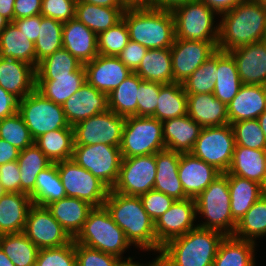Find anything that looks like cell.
Here are the masks:
<instances>
[{
    "instance_id": "obj_1",
    "label": "cell",
    "mask_w": 266,
    "mask_h": 266,
    "mask_svg": "<svg viewBox=\"0 0 266 266\" xmlns=\"http://www.w3.org/2000/svg\"><path fill=\"white\" fill-rule=\"evenodd\" d=\"M126 239L140 250L160 253L154 221L145 211L139 196H128L110 189L103 205Z\"/></svg>"
},
{
    "instance_id": "obj_2",
    "label": "cell",
    "mask_w": 266,
    "mask_h": 266,
    "mask_svg": "<svg viewBox=\"0 0 266 266\" xmlns=\"http://www.w3.org/2000/svg\"><path fill=\"white\" fill-rule=\"evenodd\" d=\"M221 16L217 50L229 52L265 39L266 7L260 2L244 0Z\"/></svg>"
},
{
    "instance_id": "obj_3",
    "label": "cell",
    "mask_w": 266,
    "mask_h": 266,
    "mask_svg": "<svg viewBox=\"0 0 266 266\" xmlns=\"http://www.w3.org/2000/svg\"><path fill=\"white\" fill-rule=\"evenodd\" d=\"M225 235L217 230L196 227L166 242L160 251L163 266H213Z\"/></svg>"
},
{
    "instance_id": "obj_4",
    "label": "cell",
    "mask_w": 266,
    "mask_h": 266,
    "mask_svg": "<svg viewBox=\"0 0 266 266\" xmlns=\"http://www.w3.org/2000/svg\"><path fill=\"white\" fill-rule=\"evenodd\" d=\"M125 21L130 40L147 49L170 48L175 40V22L172 11L151 6L127 7Z\"/></svg>"
},
{
    "instance_id": "obj_5",
    "label": "cell",
    "mask_w": 266,
    "mask_h": 266,
    "mask_svg": "<svg viewBox=\"0 0 266 266\" xmlns=\"http://www.w3.org/2000/svg\"><path fill=\"white\" fill-rule=\"evenodd\" d=\"M73 240L118 258H122V254L131 246L124 231L116 225L104 206L93 208Z\"/></svg>"
},
{
    "instance_id": "obj_6",
    "label": "cell",
    "mask_w": 266,
    "mask_h": 266,
    "mask_svg": "<svg viewBox=\"0 0 266 266\" xmlns=\"http://www.w3.org/2000/svg\"><path fill=\"white\" fill-rule=\"evenodd\" d=\"M196 213L205 217V222L198 227L222 232L232 236L237 222L230 210V193L228 174L221 173L217 178L195 198Z\"/></svg>"
},
{
    "instance_id": "obj_7",
    "label": "cell",
    "mask_w": 266,
    "mask_h": 266,
    "mask_svg": "<svg viewBox=\"0 0 266 266\" xmlns=\"http://www.w3.org/2000/svg\"><path fill=\"white\" fill-rule=\"evenodd\" d=\"M175 37L184 40L211 42L216 48L219 24L214 26L216 12L200 0H192L172 10Z\"/></svg>"
},
{
    "instance_id": "obj_8",
    "label": "cell",
    "mask_w": 266,
    "mask_h": 266,
    "mask_svg": "<svg viewBox=\"0 0 266 266\" xmlns=\"http://www.w3.org/2000/svg\"><path fill=\"white\" fill-rule=\"evenodd\" d=\"M119 148L122 158L156 154L166 149L162 122L154 117H126Z\"/></svg>"
},
{
    "instance_id": "obj_9",
    "label": "cell",
    "mask_w": 266,
    "mask_h": 266,
    "mask_svg": "<svg viewBox=\"0 0 266 266\" xmlns=\"http://www.w3.org/2000/svg\"><path fill=\"white\" fill-rule=\"evenodd\" d=\"M18 112L34 140L56 129L73 128L66 119L62 105L45 98L36 89L19 100Z\"/></svg>"
},
{
    "instance_id": "obj_10",
    "label": "cell",
    "mask_w": 266,
    "mask_h": 266,
    "mask_svg": "<svg viewBox=\"0 0 266 266\" xmlns=\"http://www.w3.org/2000/svg\"><path fill=\"white\" fill-rule=\"evenodd\" d=\"M235 148L231 124L203 127L192 151L193 156L226 173L231 165Z\"/></svg>"
},
{
    "instance_id": "obj_11",
    "label": "cell",
    "mask_w": 266,
    "mask_h": 266,
    "mask_svg": "<svg viewBox=\"0 0 266 266\" xmlns=\"http://www.w3.org/2000/svg\"><path fill=\"white\" fill-rule=\"evenodd\" d=\"M56 165L67 197L79 198L94 207L104 205L110 191L105 183L73 159L57 162Z\"/></svg>"
},
{
    "instance_id": "obj_12",
    "label": "cell",
    "mask_w": 266,
    "mask_h": 266,
    "mask_svg": "<svg viewBox=\"0 0 266 266\" xmlns=\"http://www.w3.org/2000/svg\"><path fill=\"white\" fill-rule=\"evenodd\" d=\"M71 159L90 171L93 176L99 178L110 189L115 185L122 160L119 147L100 143L74 146Z\"/></svg>"
},
{
    "instance_id": "obj_13",
    "label": "cell",
    "mask_w": 266,
    "mask_h": 266,
    "mask_svg": "<svg viewBox=\"0 0 266 266\" xmlns=\"http://www.w3.org/2000/svg\"><path fill=\"white\" fill-rule=\"evenodd\" d=\"M125 117L109 109L73 126L74 146L106 144L120 147Z\"/></svg>"
},
{
    "instance_id": "obj_14",
    "label": "cell",
    "mask_w": 266,
    "mask_h": 266,
    "mask_svg": "<svg viewBox=\"0 0 266 266\" xmlns=\"http://www.w3.org/2000/svg\"><path fill=\"white\" fill-rule=\"evenodd\" d=\"M155 154L122 158L118 179L111 189L128 196H140L154 188Z\"/></svg>"
},
{
    "instance_id": "obj_15",
    "label": "cell",
    "mask_w": 266,
    "mask_h": 266,
    "mask_svg": "<svg viewBox=\"0 0 266 266\" xmlns=\"http://www.w3.org/2000/svg\"><path fill=\"white\" fill-rule=\"evenodd\" d=\"M23 233L39 249L61 247L73 240L47 207L35 204L29 208Z\"/></svg>"
},
{
    "instance_id": "obj_16",
    "label": "cell",
    "mask_w": 266,
    "mask_h": 266,
    "mask_svg": "<svg viewBox=\"0 0 266 266\" xmlns=\"http://www.w3.org/2000/svg\"><path fill=\"white\" fill-rule=\"evenodd\" d=\"M171 49L174 82H184L217 48L211 42L184 40L175 37Z\"/></svg>"
},
{
    "instance_id": "obj_17",
    "label": "cell",
    "mask_w": 266,
    "mask_h": 266,
    "mask_svg": "<svg viewBox=\"0 0 266 266\" xmlns=\"http://www.w3.org/2000/svg\"><path fill=\"white\" fill-rule=\"evenodd\" d=\"M194 198L175 200L171 207L154 222L157 242L163 246L169 240L197 227Z\"/></svg>"
},
{
    "instance_id": "obj_18",
    "label": "cell",
    "mask_w": 266,
    "mask_h": 266,
    "mask_svg": "<svg viewBox=\"0 0 266 266\" xmlns=\"http://www.w3.org/2000/svg\"><path fill=\"white\" fill-rule=\"evenodd\" d=\"M84 68L86 81L107 95L132 73L117 56L97 55Z\"/></svg>"
},
{
    "instance_id": "obj_19",
    "label": "cell",
    "mask_w": 266,
    "mask_h": 266,
    "mask_svg": "<svg viewBox=\"0 0 266 266\" xmlns=\"http://www.w3.org/2000/svg\"><path fill=\"white\" fill-rule=\"evenodd\" d=\"M242 84L266 85V42L259 41L232 49Z\"/></svg>"
},
{
    "instance_id": "obj_20",
    "label": "cell",
    "mask_w": 266,
    "mask_h": 266,
    "mask_svg": "<svg viewBox=\"0 0 266 266\" xmlns=\"http://www.w3.org/2000/svg\"><path fill=\"white\" fill-rule=\"evenodd\" d=\"M70 126L108 110L107 94L95 89L87 81L62 105Z\"/></svg>"
},
{
    "instance_id": "obj_21",
    "label": "cell",
    "mask_w": 266,
    "mask_h": 266,
    "mask_svg": "<svg viewBox=\"0 0 266 266\" xmlns=\"http://www.w3.org/2000/svg\"><path fill=\"white\" fill-rule=\"evenodd\" d=\"M221 174L214 166L193 156L191 153H181L178 176L185 194L196 198Z\"/></svg>"
},
{
    "instance_id": "obj_22",
    "label": "cell",
    "mask_w": 266,
    "mask_h": 266,
    "mask_svg": "<svg viewBox=\"0 0 266 266\" xmlns=\"http://www.w3.org/2000/svg\"><path fill=\"white\" fill-rule=\"evenodd\" d=\"M62 44L82 65L98 55V35L76 18L63 22Z\"/></svg>"
},
{
    "instance_id": "obj_23",
    "label": "cell",
    "mask_w": 266,
    "mask_h": 266,
    "mask_svg": "<svg viewBox=\"0 0 266 266\" xmlns=\"http://www.w3.org/2000/svg\"><path fill=\"white\" fill-rule=\"evenodd\" d=\"M0 86L21 100L36 89V68L19 60L0 57Z\"/></svg>"
},
{
    "instance_id": "obj_24",
    "label": "cell",
    "mask_w": 266,
    "mask_h": 266,
    "mask_svg": "<svg viewBox=\"0 0 266 266\" xmlns=\"http://www.w3.org/2000/svg\"><path fill=\"white\" fill-rule=\"evenodd\" d=\"M187 115L202 127L229 124L227 105L219 101L213 93L187 94Z\"/></svg>"
},
{
    "instance_id": "obj_25",
    "label": "cell",
    "mask_w": 266,
    "mask_h": 266,
    "mask_svg": "<svg viewBox=\"0 0 266 266\" xmlns=\"http://www.w3.org/2000/svg\"><path fill=\"white\" fill-rule=\"evenodd\" d=\"M181 153L164 149L155 154L156 179L154 190L160 191L174 200L189 198L182 187L178 176Z\"/></svg>"
},
{
    "instance_id": "obj_26",
    "label": "cell",
    "mask_w": 266,
    "mask_h": 266,
    "mask_svg": "<svg viewBox=\"0 0 266 266\" xmlns=\"http://www.w3.org/2000/svg\"><path fill=\"white\" fill-rule=\"evenodd\" d=\"M202 128L188 115L163 121L165 148L179 153H190Z\"/></svg>"
},
{
    "instance_id": "obj_27",
    "label": "cell",
    "mask_w": 266,
    "mask_h": 266,
    "mask_svg": "<svg viewBox=\"0 0 266 266\" xmlns=\"http://www.w3.org/2000/svg\"><path fill=\"white\" fill-rule=\"evenodd\" d=\"M227 108L229 124L257 119L266 110L264 86L242 84Z\"/></svg>"
},
{
    "instance_id": "obj_28",
    "label": "cell",
    "mask_w": 266,
    "mask_h": 266,
    "mask_svg": "<svg viewBox=\"0 0 266 266\" xmlns=\"http://www.w3.org/2000/svg\"><path fill=\"white\" fill-rule=\"evenodd\" d=\"M31 197L25 193L6 192L0 197V234L22 233Z\"/></svg>"
},
{
    "instance_id": "obj_29",
    "label": "cell",
    "mask_w": 266,
    "mask_h": 266,
    "mask_svg": "<svg viewBox=\"0 0 266 266\" xmlns=\"http://www.w3.org/2000/svg\"><path fill=\"white\" fill-rule=\"evenodd\" d=\"M86 81L84 65L72 76H36V90L45 98L63 105Z\"/></svg>"
},
{
    "instance_id": "obj_30",
    "label": "cell",
    "mask_w": 266,
    "mask_h": 266,
    "mask_svg": "<svg viewBox=\"0 0 266 266\" xmlns=\"http://www.w3.org/2000/svg\"><path fill=\"white\" fill-rule=\"evenodd\" d=\"M52 216L74 238L82 229L94 206L75 197H65L47 206Z\"/></svg>"
},
{
    "instance_id": "obj_31",
    "label": "cell",
    "mask_w": 266,
    "mask_h": 266,
    "mask_svg": "<svg viewBox=\"0 0 266 266\" xmlns=\"http://www.w3.org/2000/svg\"><path fill=\"white\" fill-rule=\"evenodd\" d=\"M226 173L261 185L266 176V150L235 146L232 162Z\"/></svg>"
},
{
    "instance_id": "obj_32",
    "label": "cell",
    "mask_w": 266,
    "mask_h": 266,
    "mask_svg": "<svg viewBox=\"0 0 266 266\" xmlns=\"http://www.w3.org/2000/svg\"><path fill=\"white\" fill-rule=\"evenodd\" d=\"M216 77L213 95L228 106L242 85L236 61L229 52L217 50Z\"/></svg>"
},
{
    "instance_id": "obj_33",
    "label": "cell",
    "mask_w": 266,
    "mask_h": 266,
    "mask_svg": "<svg viewBox=\"0 0 266 266\" xmlns=\"http://www.w3.org/2000/svg\"><path fill=\"white\" fill-rule=\"evenodd\" d=\"M135 73L144 81L174 83L171 49H148Z\"/></svg>"
},
{
    "instance_id": "obj_34",
    "label": "cell",
    "mask_w": 266,
    "mask_h": 266,
    "mask_svg": "<svg viewBox=\"0 0 266 266\" xmlns=\"http://www.w3.org/2000/svg\"><path fill=\"white\" fill-rule=\"evenodd\" d=\"M125 9L77 2L75 18L98 35L120 22Z\"/></svg>"
},
{
    "instance_id": "obj_35",
    "label": "cell",
    "mask_w": 266,
    "mask_h": 266,
    "mask_svg": "<svg viewBox=\"0 0 266 266\" xmlns=\"http://www.w3.org/2000/svg\"><path fill=\"white\" fill-rule=\"evenodd\" d=\"M228 186L231 214L238 222L261 197V185L255 181L228 174Z\"/></svg>"
},
{
    "instance_id": "obj_36",
    "label": "cell",
    "mask_w": 266,
    "mask_h": 266,
    "mask_svg": "<svg viewBox=\"0 0 266 266\" xmlns=\"http://www.w3.org/2000/svg\"><path fill=\"white\" fill-rule=\"evenodd\" d=\"M256 243L225 236L220 242L213 266H256Z\"/></svg>"
},
{
    "instance_id": "obj_37",
    "label": "cell",
    "mask_w": 266,
    "mask_h": 266,
    "mask_svg": "<svg viewBox=\"0 0 266 266\" xmlns=\"http://www.w3.org/2000/svg\"><path fill=\"white\" fill-rule=\"evenodd\" d=\"M142 81L135 72L129 74L107 95L108 109L125 118L138 116V88Z\"/></svg>"
},
{
    "instance_id": "obj_38",
    "label": "cell",
    "mask_w": 266,
    "mask_h": 266,
    "mask_svg": "<svg viewBox=\"0 0 266 266\" xmlns=\"http://www.w3.org/2000/svg\"><path fill=\"white\" fill-rule=\"evenodd\" d=\"M0 57L12 58L35 67V44L10 22L0 33Z\"/></svg>"
},
{
    "instance_id": "obj_39",
    "label": "cell",
    "mask_w": 266,
    "mask_h": 266,
    "mask_svg": "<svg viewBox=\"0 0 266 266\" xmlns=\"http://www.w3.org/2000/svg\"><path fill=\"white\" fill-rule=\"evenodd\" d=\"M17 162L21 175L20 193L28 194L32 199L37 175L52 162L35 144L21 150Z\"/></svg>"
},
{
    "instance_id": "obj_40",
    "label": "cell",
    "mask_w": 266,
    "mask_h": 266,
    "mask_svg": "<svg viewBox=\"0 0 266 266\" xmlns=\"http://www.w3.org/2000/svg\"><path fill=\"white\" fill-rule=\"evenodd\" d=\"M34 144L52 163L71 159L74 148V130L62 128L44 133L34 140Z\"/></svg>"
},
{
    "instance_id": "obj_41",
    "label": "cell",
    "mask_w": 266,
    "mask_h": 266,
    "mask_svg": "<svg viewBox=\"0 0 266 266\" xmlns=\"http://www.w3.org/2000/svg\"><path fill=\"white\" fill-rule=\"evenodd\" d=\"M154 118L161 122L187 115V94L181 83L164 84L160 88Z\"/></svg>"
},
{
    "instance_id": "obj_42",
    "label": "cell",
    "mask_w": 266,
    "mask_h": 266,
    "mask_svg": "<svg viewBox=\"0 0 266 266\" xmlns=\"http://www.w3.org/2000/svg\"><path fill=\"white\" fill-rule=\"evenodd\" d=\"M65 197L67 195L58 174L57 165L52 163L37 175L32 203L47 207Z\"/></svg>"
},
{
    "instance_id": "obj_43",
    "label": "cell",
    "mask_w": 266,
    "mask_h": 266,
    "mask_svg": "<svg viewBox=\"0 0 266 266\" xmlns=\"http://www.w3.org/2000/svg\"><path fill=\"white\" fill-rule=\"evenodd\" d=\"M0 248L15 266H35L39 248L22 233L0 235Z\"/></svg>"
},
{
    "instance_id": "obj_44",
    "label": "cell",
    "mask_w": 266,
    "mask_h": 266,
    "mask_svg": "<svg viewBox=\"0 0 266 266\" xmlns=\"http://www.w3.org/2000/svg\"><path fill=\"white\" fill-rule=\"evenodd\" d=\"M233 237L254 243L266 236V198L260 197L237 222Z\"/></svg>"
},
{
    "instance_id": "obj_45",
    "label": "cell",
    "mask_w": 266,
    "mask_h": 266,
    "mask_svg": "<svg viewBox=\"0 0 266 266\" xmlns=\"http://www.w3.org/2000/svg\"><path fill=\"white\" fill-rule=\"evenodd\" d=\"M63 22L41 15L39 37L35 44V68L38 63L63 48L62 44Z\"/></svg>"
},
{
    "instance_id": "obj_46",
    "label": "cell",
    "mask_w": 266,
    "mask_h": 266,
    "mask_svg": "<svg viewBox=\"0 0 266 266\" xmlns=\"http://www.w3.org/2000/svg\"><path fill=\"white\" fill-rule=\"evenodd\" d=\"M216 71L217 51L181 83L186 94L213 93Z\"/></svg>"
},
{
    "instance_id": "obj_47",
    "label": "cell",
    "mask_w": 266,
    "mask_h": 266,
    "mask_svg": "<svg viewBox=\"0 0 266 266\" xmlns=\"http://www.w3.org/2000/svg\"><path fill=\"white\" fill-rule=\"evenodd\" d=\"M82 64L61 48L38 63L36 76H72Z\"/></svg>"
},
{
    "instance_id": "obj_48",
    "label": "cell",
    "mask_w": 266,
    "mask_h": 266,
    "mask_svg": "<svg viewBox=\"0 0 266 266\" xmlns=\"http://www.w3.org/2000/svg\"><path fill=\"white\" fill-rule=\"evenodd\" d=\"M0 139L15 146L19 151L34 144V139L19 112L0 120Z\"/></svg>"
},
{
    "instance_id": "obj_49",
    "label": "cell",
    "mask_w": 266,
    "mask_h": 266,
    "mask_svg": "<svg viewBox=\"0 0 266 266\" xmlns=\"http://www.w3.org/2000/svg\"><path fill=\"white\" fill-rule=\"evenodd\" d=\"M235 146L266 150V137L257 119L241 120L231 123Z\"/></svg>"
},
{
    "instance_id": "obj_50",
    "label": "cell",
    "mask_w": 266,
    "mask_h": 266,
    "mask_svg": "<svg viewBox=\"0 0 266 266\" xmlns=\"http://www.w3.org/2000/svg\"><path fill=\"white\" fill-rule=\"evenodd\" d=\"M129 41V31L122 19L115 26L98 34V55L118 56Z\"/></svg>"
},
{
    "instance_id": "obj_51",
    "label": "cell",
    "mask_w": 266,
    "mask_h": 266,
    "mask_svg": "<svg viewBox=\"0 0 266 266\" xmlns=\"http://www.w3.org/2000/svg\"><path fill=\"white\" fill-rule=\"evenodd\" d=\"M35 266H77L74 240L61 247L39 249Z\"/></svg>"
},
{
    "instance_id": "obj_52",
    "label": "cell",
    "mask_w": 266,
    "mask_h": 266,
    "mask_svg": "<svg viewBox=\"0 0 266 266\" xmlns=\"http://www.w3.org/2000/svg\"><path fill=\"white\" fill-rule=\"evenodd\" d=\"M164 84L142 81L138 88V116L153 117L158 105L160 88Z\"/></svg>"
},
{
    "instance_id": "obj_53",
    "label": "cell",
    "mask_w": 266,
    "mask_h": 266,
    "mask_svg": "<svg viewBox=\"0 0 266 266\" xmlns=\"http://www.w3.org/2000/svg\"><path fill=\"white\" fill-rule=\"evenodd\" d=\"M77 266H117L120 258L97 249L75 243Z\"/></svg>"
},
{
    "instance_id": "obj_54",
    "label": "cell",
    "mask_w": 266,
    "mask_h": 266,
    "mask_svg": "<svg viewBox=\"0 0 266 266\" xmlns=\"http://www.w3.org/2000/svg\"><path fill=\"white\" fill-rule=\"evenodd\" d=\"M77 0H42L41 15L61 22L75 18Z\"/></svg>"
},
{
    "instance_id": "obj_55",
    "label": "cell",
    "mask_w": 266,
    "mask_h": 266,
    "mask_svg": "<svg viewBox=\"0 0 266 266\" xmlns=\"http://www.w3.org/2000/svg\"><path fill=\"white\" fill-rule=\"evenodd\" d=\"M139 197L145 211L154 222L158 217L164 214L175 201L172 197L154 189Z\"/></svg>"
},
{
    "instance_id": "obj_56",
    "label": "cell",
    "mask_w": 266,
    "mask_h": 266,
    "mask_svg": "<svg viewBox=\"0 0 266 266\" xmlns=\"http://www.w3.org/2000/svg\"><path fill=\"white\" fill-rule=\"evenodd\" d=\"M20 176L17 160L0 166V183L6 192L20 193Z\"/></svg>"
},
{
    "instance_id": "obj_57",
    "label": "cell",
    "mask_w": 266,
    "mask_h": 266,
    "mask_svg": "<svg viewBox=\"0 0 266 266\" xmlns=\"http://www.w3.org/2000/svg\"><path fill=\"white\" fill-rule=\"evenodd\" d=\"M147 48L141 44L133 41H129L126 47L117 56L131 72H135L143 59Z\"/></svg>"
},
{
    "instance_id": "obj_58",
    "label": "cell",
    "mask_w": 266,
    "mask_h": 266,
    "mask_svg": "<svg viewBox=\"0 0 266 266\" xmlns=\"http://www.w3.org/2000/svg\"><path fill=\"white\" fill-rule=\"evenodd\" d=\"M13 23L22 32L27 39L35 43L39 37V27L41 24V15L30 16L14 20Z\"/></svg>"
},
{
    "instance_id": "obj_59",
    "label": "cell",
    "mask_w": 266,
    "mask_h": 266,
    "mask_svg": "<svg viewBox=\"0 0 266 266\" xmlns=\"http://www.w3.org/2000/svg\"><path fill=\"white\" fill-rule=\"evenodd\" d=\"M42 0H15L14 20L41 15Z\"/></svg>"
},
{
    "instance_id": "obj_60",
    "label": "cell",
    "mask_w": 266,
    "mask_h": 266,
    "mask_svg": "<svg viewBox=\"0 0 266 266\" xmlns=\"http://www.w3.org/2000/svg\"><path fill=\"white\" fill-rule=\"evenodd\" d=\"M19 99L0 86V120L18 112Z\"/></svg>"
},
{
    "instance_id": "obj_61",
    "label": "cell",
    "mask_w": 266,
    "mask_h": 266,
    "mask_svg": "<svg viewBox=\"0 0 266 266\" xmlns=\"http://www.w3.org/2000/svg\"><path fill=\"white\" fill-rule=\"evenodd\" d=\"M19 150L6 142L3 139H0V166L18 159Z\"/></svg>"
},
{
    "instance_id": "obj_62",
    "label": "cell",
    "mask_w": 266,
    "mask_h": 266,
    "mask_svg": "<svg viewBox=\"0 0 266 266\" xmlns=\"http://www.w3.org/2000/svg\"><path fill=\"white\" fill-rule=\"evenodd\" d=\"M210 9H213L217 15L233 9L236 5L244 0H200Z\"/></svg>"
},
{
    "instance_id": "obj_63",
    "label": "cell",
    "mask_w": 266,
    "mask_h": 266,
    "mask_svg": "<svg viewBox=\"0 0 266 266\" xmlns=\"http://www.w3.org/2000/svg\"><path fill=\"white\" fill-rule=\"evenodd\" d=\"M192 0H151V7L172 11L177 6Z\"/></svg>"
},
{
    "instance_id": "obj_64",
    "label": "cell",
    "mask_w": 266,
    "mask_h": 266,
    "mask_svg": "<svg viewBox=\"0 0 266 266\" xmlns=\"http://www.w3.org/2000/svg\"><path fill=\"white\" fill-rule=\"evenodd\" d=\"M15 0H0V14L9 22L14 21Z\"/></svg>"
},
{
    "instance_id": "obj_65",
    "label": "cell",
    "mask_w": 266,
    "mask_h": 266,
    "mask_svg": "<svg viewBox=\"0 0 266 266\" xmlns=\"http://www.w3.org/2000/svg\"><path fill=\"white\" fill-rule=\"evenodd\" d=\"M132 260V257H128L125 260H123V258H120L117 266H163L160 253L155 259H153L154 261H152L151 263L149 262V264H140L139 262H134Z\"/></svg>"
},
{
    "instance_id": "obj_66",
    "label": "cell",
    "mask_w": 266,
    "mask_h": 266,
    "mask_svg": "<svg viewBox=\"0 0 266 266\" xmlns=\"http://www.w3.org/2000/svg\"><path fill=\"white\" fill-rule=\"evenodd\" d=\"M77 2L90 3L103 7L127 8L121 0H77Z\"/></svg>"
},
{
    "instance_id": "obj_67",
    "label": "cell",
    "mask_w": 266,
    "mask_h": 266,
    "mask_svg": "<svg viewBox=\"0 0 266 266\" xmlns=\"http://www.w3.org/2000/svg\"><path fill=\"white\" fill-rule=\"evenodd\" d=\"M126 7L151 6V0H121Z\"/></svg>"
},
{
    "instance_id": "obj_68",
    "label": "cell",
    "mask_w": 266,
    "mask_h": 266,
    "mask_svg": "<svg viewBox=\"0 0 266 266\" xmlns=\"http://www.w3.org/2000/svg\"><path fill=\"white\" fill-rule=\"evenodd\" d=\"M0 266H15L0 248Z\"/></svg>"
},
{
    "instance_id": "obj_69",
    "label": "cell",
    "mask_w": 266,
    "mask_h": 266,
    "mask_svg": "<svg viewBox=\"0 0 266 266\" xmlns=\"http://www.w3.org/2000/svg\"><path fill=\"white\" fill-rule=\"evenodd\" d=\"M257 121L266 137V110L257 118Z\"/></svg>"
},
{
    "instance_id": "obj_70",
    "label": "cell",
    "mask_w": 266,
    "mask_h": 266,
    "mask_svg": "<svg viewBox=\"0 0 266 266\" xmlns=\"http://www.w3.org/2000/svg\"><path fill=\"white\" fill-rule=\"evenodd\" d=\"M10 22L0 14V33L6 28Z\"/></svg>"
},
{
    "instance_id": "obj_71",
    "label": "cell",
    "mask_w": 266,
    "mask_h": 266,
    "mask_svg": "<svg viewBox=\"0 0 266 266\" xmlns=\"http://www.w3.org/2000/svg\"><path fill=\"white\" fill-rule=\"evenodd\" d=\"M261 196L266 198V176L261 184Z\"/></svg>"
},
{
    "instance_id": "obj_72",
    "label": "cell",
    "mask_w": 266,
    "mask_h": 266,
    "mask_svg": "<svg viewBox=\"0 0 266 266\" xmlns=\"http://www.w3.org/2000/svg\"><path fill=\"white\" fill-rule=\"evenodd\" d=\"M5 193H6V191L4 190L3 186H2L1 183H0V197H1L2 195H4Z\"/></svg>"
},
{
    "instance_id": "obj_73",
    "label": "cell",
    "mask_w": 266,
    "mask_h": 266,
    "mask_svg": "<svg viewBox=\"0 0 266 266\" xmlns=\"http://www.w3.org/2000/svg\"><path fill=\"white\" fill-rule=\"evenodd\" d=\"M254 1L260 2L262 5L266 7V0H254Z\"/></svg>"
},
{
    "instance_id": "obj_74",
    "label": "cell",
    "mask_w": 266,
    "mask_h": 266,
    "mask_svg": "<svg viewBox=\"0 0 266 266\" xmlns=\"http://www.w3.org/2000/svg\"><path fill=\"white\" fill-rule=\"evenodd\" d=\"M265 102H266V85H264Z\"/></svg>"
}]
</instances>
